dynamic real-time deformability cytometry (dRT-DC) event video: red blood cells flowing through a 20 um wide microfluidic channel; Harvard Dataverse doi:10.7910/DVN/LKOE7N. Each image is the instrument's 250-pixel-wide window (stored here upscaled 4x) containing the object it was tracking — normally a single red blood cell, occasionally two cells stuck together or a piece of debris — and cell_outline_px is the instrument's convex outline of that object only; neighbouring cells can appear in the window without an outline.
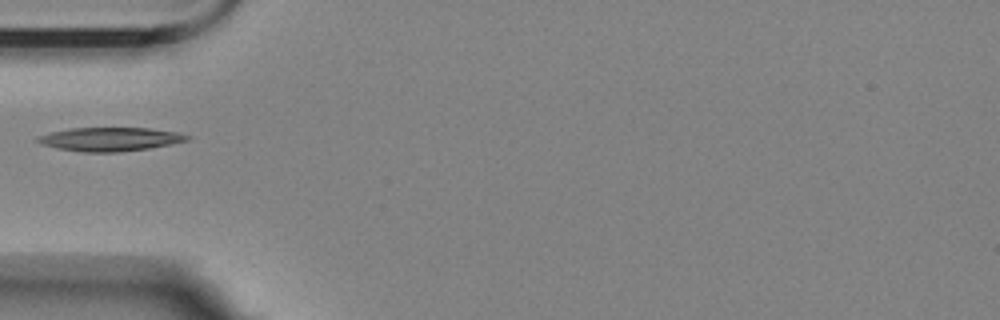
{"species": "Egyptian fruit bat (a non-hibernating species)", "species_latin": "Rousettus aegyptiacus", "temperature_condition": "room temperature", "stored_images_in_passage": 40, "camera_frame_rate_fps": 3000, "um_per_image_px": 0.085, "animal": {"sex": "female"}, "frame": {"image": 1, "passage_image": 1, "time_ms": 0.0, "image_size_px": [1000, 320], "cell_outline_px": [[192, 136], [188, 140], [148, 148], [116, 152], [84, 152], [56, 148], [44, 144], [36, 140], [36, 136], [48, 132], [68, 128], [148, 128], [180, 132]], "centroid_in_image_um": [9.33, 11.82], "position_along_channel_um": 75.7, "area_um2": 20.58}}
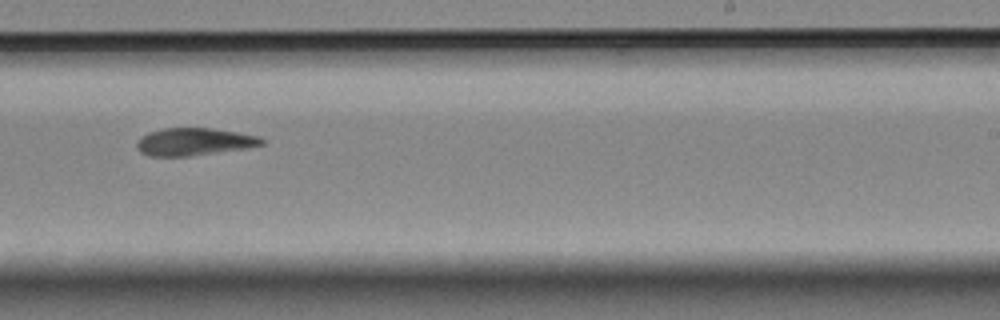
{"frame": {"image": 2, "passage_image": 18, "time_ms": 5.667, "image_size_px": [1000, 320], "cell_outline_px": [[264, 144], [248, 148], [188, 156], [148, 156], [140, 152], [136, 148], [136, 144], [148, 132], [164, 128], [212, 128], [260, 136], [264, 140]], "centroid_in_image_um": [16.52, 12.05], "position_along_channel_um": 272.5, "area_um2": 19.94}}
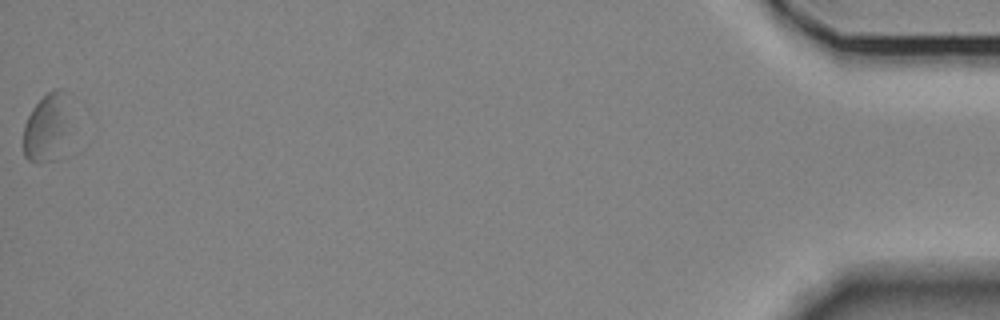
{"frame": {"image": 3, "passage_image": 40, "time_ms": 13.0, "image_size_px": [1000, 320], "cell_outline_px": [[68, 132], [36, 160], [28, 160], [24, 156], [24, 124], [32, 108], [48, 92], [56, 88], [60, 88], [68, 92]], "centroid_in_image_um": [3.92, 10.51], "position_along_channel_um": 431.3, "area_um2": 16.36}}